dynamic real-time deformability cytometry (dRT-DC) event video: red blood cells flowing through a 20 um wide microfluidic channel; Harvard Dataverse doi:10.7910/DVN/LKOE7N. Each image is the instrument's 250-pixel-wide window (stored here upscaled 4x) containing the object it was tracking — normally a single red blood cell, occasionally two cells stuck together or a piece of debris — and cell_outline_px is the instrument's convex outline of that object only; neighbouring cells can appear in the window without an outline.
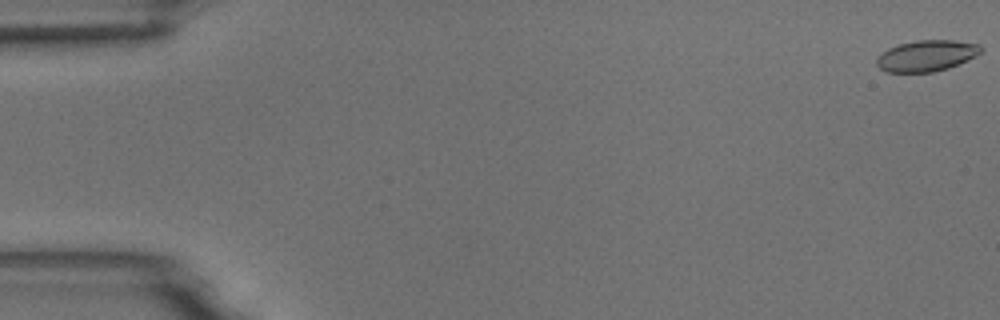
{"species": "common noctule bat (a hibernating species)", "species_latin": "Nyctalus noctula", "temperature_condition": "room temperature", "stored_images_in_passage": 55, "camera_frame_rate_fps": 3000, "um_per_image_px": 0.085, "animal": {"sex": "male", "body_mass_g": 18.8}, "frame": {"image": 1, "passage_image": 1, "time_ms": 0.0, "image_size_px": [1000, 320], "cell_outline_px": [[980, 52], [976, 56], [968, 60], [948, 68], [932, 72], [888, 72], [880, 68], [876, 64], [876, 60], [888, 48], [900, 44], [916, 40], [952, 40], [980, 44]], "centroid_in_image_um": [78.77, 4.74], "position_along_channel_um": 6.2, "area_um2": 18.67}}
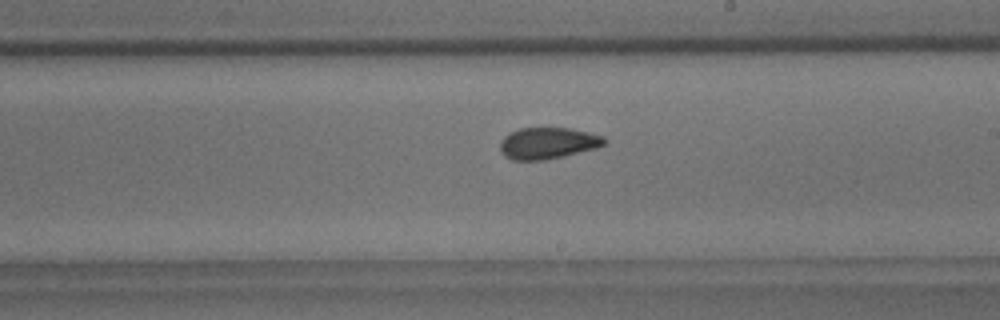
{"frame": {"image": 2, "passage_image": 32, "time_ms": 10.333, "image_size_px": [1000, 320], "cell_outline_px": [[608, 140], [604, 144], [596, 148], [564, 156], [544, 160], [512, 160], [504, 156], [500, 152], [500, 140], [508, 132], [520, 128], [568, 128], [588, 132], [604, 136]], "centroid_in_image_um": [46.54, 12.17], "position_along_channel_um": 242.5, "area_um2": 19.31}}
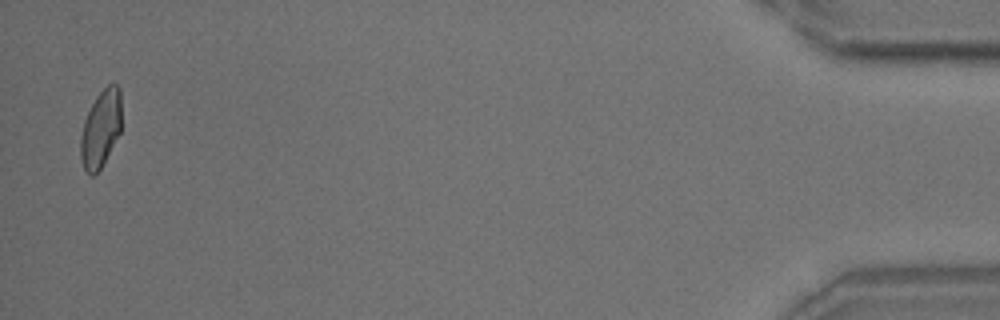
{"frame": {"image": 3, "passage_image": 54, "time_ms": 17.667, "image_size_px": [1000, 320], "cell_outline_px": [[120, 132], [100, 168], [92, 176], [84, 168], [80, 156], [80, 136], [84, 120], [96, 96], [108, 84], [116, 84], [120, 88]], "centroid_in_image_um": [8.55, 10.92], "position_along_channel_um": 426.7, "area_um2": 18.03}, "authors_computed_cell_mechanics": {"area_um2": 19.3052, "velocity_mm_per_s": 3.7164, "shape_relaxation_time_tau1_ms": 7.1484, "shape_relaxation_time_tau2_ms": 2.0673, "deformation_change_tau1": 0.1379, "deformation_change_tau2": 0.0621}}